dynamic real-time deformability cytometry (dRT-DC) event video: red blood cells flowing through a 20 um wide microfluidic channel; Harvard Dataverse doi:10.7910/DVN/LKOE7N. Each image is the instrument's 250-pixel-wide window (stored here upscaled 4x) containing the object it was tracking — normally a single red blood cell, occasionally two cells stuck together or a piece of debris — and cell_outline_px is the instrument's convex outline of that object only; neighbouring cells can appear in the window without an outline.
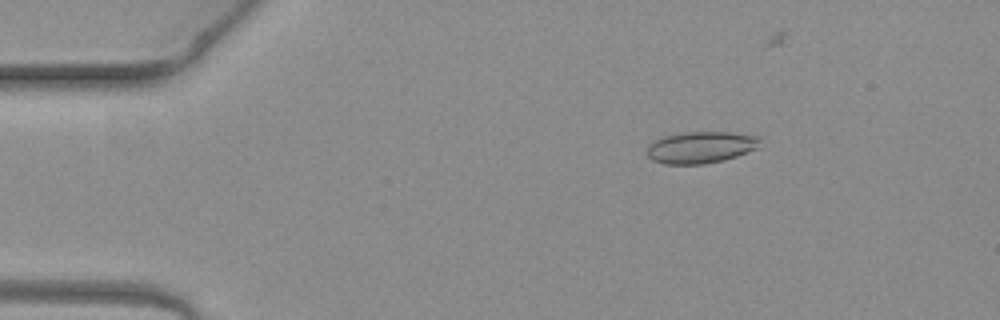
{"species": "common noctule bat (a hibernating species)", "species_latin": "Nyctalus noctula", "temperature_condition": "warm", "stored_images_in_passage": 4, "camera_frame_rate_fps": 3000, "um_per_image_px": 0.085, "animal": {"sex": "female", "body_mass_g": 19.3, "forearm_length_mm": 54.1}, "frame": {"image": 1, "passage_image": 2, "time_ms": 0.333, "image_size_px": [1000, 320], "cell_outline_px": [[760, 140], [756, 148], [736, 156], [724, 160], [704, 164], [664, 164], [652, 160], [648, 156], [648, 144], [664, 136], [684, 132], [728, 132], [760, 136]], "centroid_in_image_um": [59.55, 12.52], "position_along_channel_um": 25.5, "area_um2": 20.75}}